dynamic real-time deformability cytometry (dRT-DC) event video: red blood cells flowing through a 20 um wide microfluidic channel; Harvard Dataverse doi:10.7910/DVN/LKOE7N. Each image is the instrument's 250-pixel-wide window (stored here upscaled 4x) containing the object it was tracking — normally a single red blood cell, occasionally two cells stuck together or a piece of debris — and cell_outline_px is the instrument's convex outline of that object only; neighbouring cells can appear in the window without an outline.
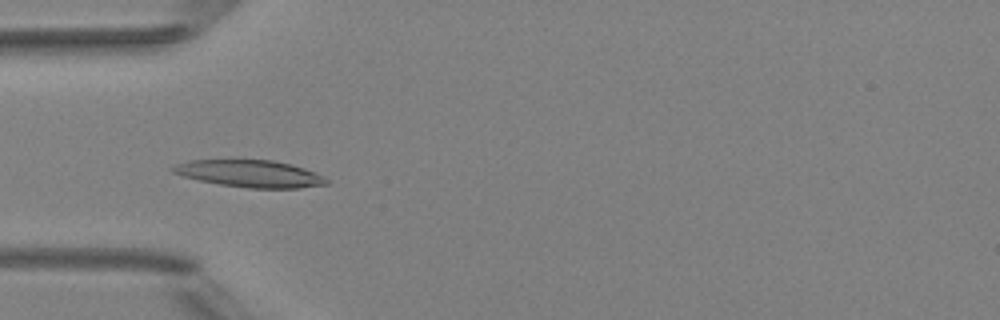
{"species": "Egyptian fruit bat (a non-hibernating species)", "species_latin": "Rousettus aegyptiacus", "temperature_condition": "room temperature", "stored_images_in_passage": 6, "camera_frame_rate_fps": 3000, "um_per_image_px": 0.085, "animal": {"sex": "female"}, "frame": {"image": 1, "passage_image": 3, "time_ms": 3.333, "image_size_px": [1000, 320], "cell_outline_px": [[328, 184], [300, 188], [248, 188], [220, 184], [180, 176], [172, 172], [168, 168], [176, 164], [188, 160], [272, 160], [292, 164], [304, 168], [324, 176], [328, 180]], "centroid_in_image_um": [21.22, 14.76], "position_along_channel_um": 63.8, "area_um2": 24.33}}
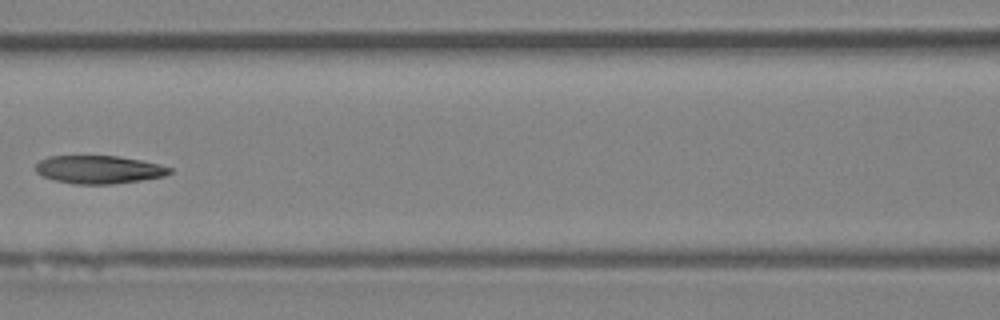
{"frame": {"image": 2, "passage_image": 5, "time_ms": 5.667, "image_size_px": [1000, 320], "cell_outline_px": [[172, 172], [164, 176], [140, 180], [112, 184], [76, 184], [56, 180], [44, 176], [36, 172], [36, 164], [40, 160], [48, 156], [120, 156], [140, 160], [172, 168]], "centroid_in_image_um": [8.4, 14.41], "position_along_channel_um": 158.2, "area_um2": 21.68}}
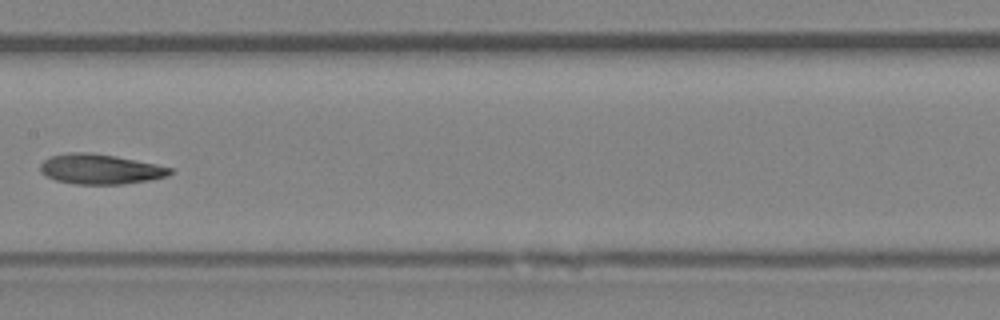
{"frame": {"image": 3, "passage_image": 6, "time_ms": 6.667, "image_size_px": [1000, 320], "cell_outline_px": [[172, 172], [168, 176], [148, 180], [120, 184], [76, 184], [56, 180], [44, 176], [40, 172], [40, 164], [48, 156], [68, 152], [92, 152], [116, 156], [156, 164], [172, 168]], "centroid_in_image_um": [8.47, 14.36], "position_along_channel_um": 198.9, "area_um2": 22.83}}